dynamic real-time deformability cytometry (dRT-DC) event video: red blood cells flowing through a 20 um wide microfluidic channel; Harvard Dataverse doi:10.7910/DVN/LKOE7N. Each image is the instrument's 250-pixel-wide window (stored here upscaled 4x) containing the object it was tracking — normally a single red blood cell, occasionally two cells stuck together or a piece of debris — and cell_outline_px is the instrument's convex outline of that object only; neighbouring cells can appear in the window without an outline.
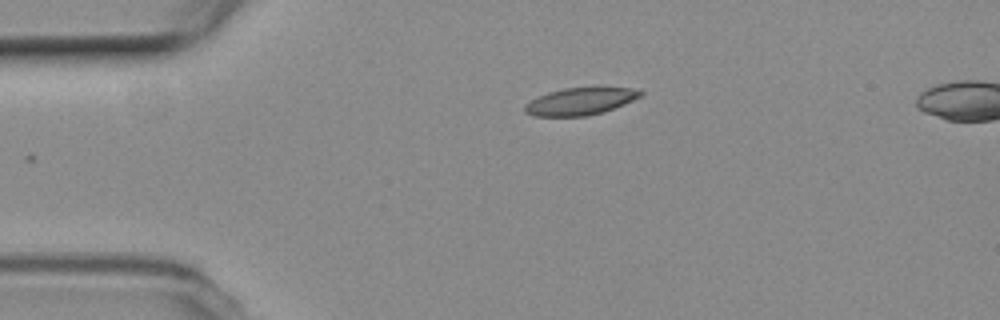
{"species": "common noctule bat (a hibernating species)", "species_latin": "Nyctalus noctula", "temperature_condition": "room temperature", "stored_images_in_passage": 3, "camera_frame_rate_fps": 3000, "um_per_image_px": 0.085, "animal": {"sex": "female", "body_mass_g": 19.3, "forearm_length_mm": 54.1}, "frame": {"image": 1, "passage_image": 1, "time_ms": 0.0, "image_size_px": [1000, 320], "cell_outline_px": [[644, 92], [640, 96], [624, 104], [604, 112], [584, 116], [536, 116], [524, 112], [524, 104], [548, 92], [564, 88], [596, 84], [632, 88]], "centroid_in_image_um": [49.37, 8.56], "position_along_channel_um": 35.6, "area_um2": 19.02}}